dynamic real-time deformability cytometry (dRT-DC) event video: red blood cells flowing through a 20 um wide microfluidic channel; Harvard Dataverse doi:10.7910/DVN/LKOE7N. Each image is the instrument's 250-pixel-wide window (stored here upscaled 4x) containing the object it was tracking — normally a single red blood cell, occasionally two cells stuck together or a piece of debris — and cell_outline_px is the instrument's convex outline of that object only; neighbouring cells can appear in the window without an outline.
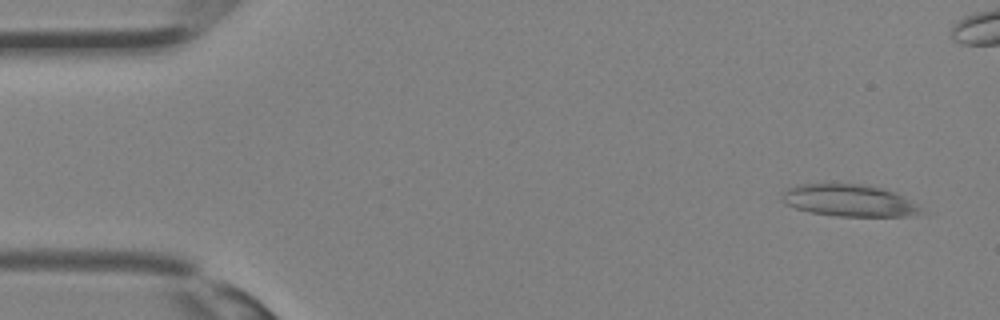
{"species": "Egyptian fruit bat (a non-hibernating species)", "species_latin": "Rousettus aegyptiacus", "temperature_condition": "room temperature", "stored_images_in_passage": 17, "camera_frame_rate_fps": 3000, "um_per_image_px": 0.085, "animal": {"sex": "female"}, "frame": {"image": 1, "passage_image": 2, "time_ms": 0.333, "image_size_px": [1000, 320], "cell_outline_px": [[928, 212], [908, 216], [836, 216], [808, 212], [784, 204], [780, 200], [780, 196], [788, 188], [796, 184], [864, 184], [884, 188], [896, 192], [904, 196]], "centroid_in_image_um": [72.18, 17.04], "position_along_channel_um": 12.8, "area_um2": 26.3}}
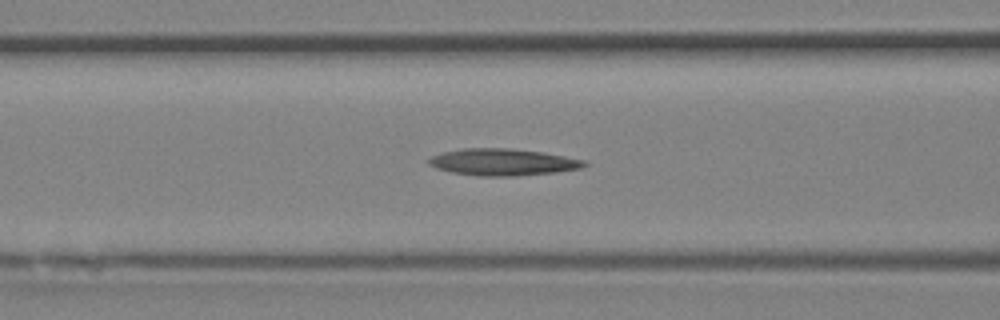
{"frame": {"image": 2, "passage_image": 14, "time_ms": 4.333, "image_size_px": [1000, 320], "cell_outline_px": [[588, 164], [580, 168], [552, 172], [516, 176], [480, 176], [452, 172], [436, 168], [428, 164], [428, 160], [432, 156], [444, 152], [464, 148], [508, 148], [544, 152], [588, 160]], "centroid_in_image_um": [42.76, 13.77], "position_along_channel_um": 123.8, "area_um2": 24.22}}
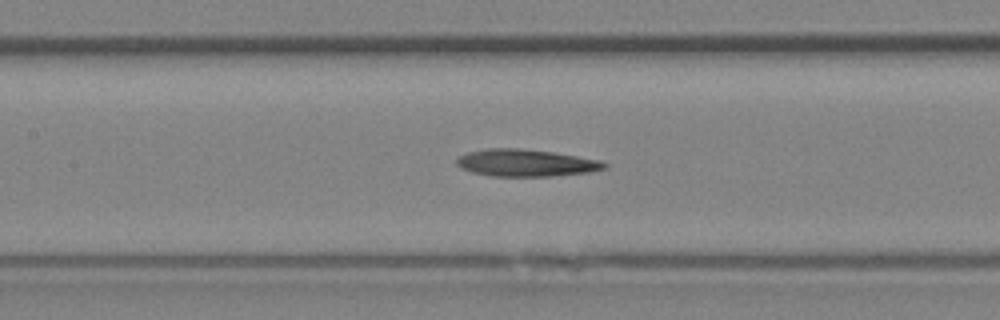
{"frame": {"image": 3, "passage_image": 16, "time_ms": 5.0, "image_size_px": [1000, 320], "cell_outline_px": [[608, 168], [588, 172], [548, 176], [492, 176], [472, 172], [456, 164], [456, 156], [468, 152], [488, 148], [520, 148], [552, 152], [600, 160], [608, 164]], "centroid_in_image_um": [44.69, 13.84], "position_along_channel_um": 162.7, "area_um2": 23.24}}